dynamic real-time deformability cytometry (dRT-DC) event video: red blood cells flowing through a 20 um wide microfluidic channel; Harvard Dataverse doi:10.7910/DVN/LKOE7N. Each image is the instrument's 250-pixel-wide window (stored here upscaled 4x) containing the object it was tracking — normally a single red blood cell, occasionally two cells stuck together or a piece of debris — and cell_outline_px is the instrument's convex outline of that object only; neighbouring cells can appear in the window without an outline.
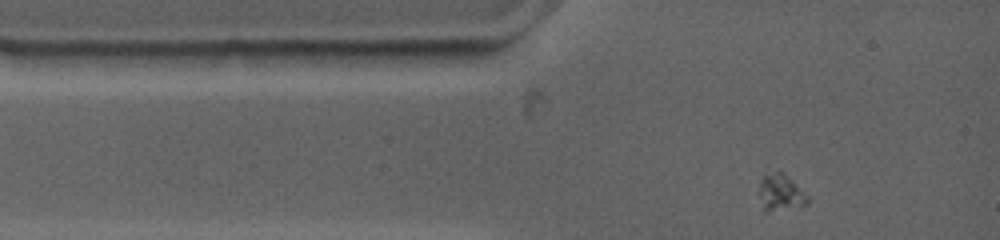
{"species": "common noctule bat (a hibernating species)", "species_latin": "Nyctalus noctula", "temperature_condition": "warm", "stored_images_in_passage": 19, "camera_frame_rate_fps": 4500, "um_per_image_px": 0.085, "animal": {"sex": "female", "body_mass_g": 19.0, "forearm_length_mm": 53.3}, "frame": {"image": 1, "passage_image": 1, "time_ms": 0.0, "image_size_px": [1000, 240], "cell_outline_px": [[808, 204], [768, 212], [764, 212], [760, 196], [760, 180], [764, 176], [776, 172], [784, 172], [808, 196]], "centroid_in_image_um": [66.35, 16.39], "position_along_channel_um": 18.6, "area_um2": 10.06}}
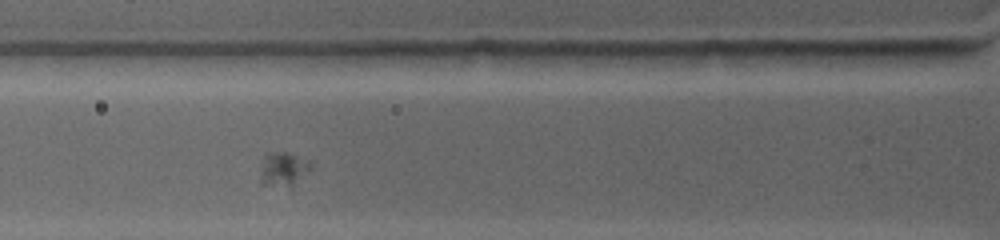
{"frame": {"image": 2, "passage_image": 8, "time_ms": 2.667, "image_size_px": [1000, 240], "cell_outline_px": [[312, 168], [292, 188], [264, 184], [260, 180], [260, 176], [264, 156], [268, 152], [288, 152], [308, 160], [312, 164]], "centroid_in_image_um": [24.11, 14.38], "position_along_channel_um": 101.7, "area_um2": 10.17}}